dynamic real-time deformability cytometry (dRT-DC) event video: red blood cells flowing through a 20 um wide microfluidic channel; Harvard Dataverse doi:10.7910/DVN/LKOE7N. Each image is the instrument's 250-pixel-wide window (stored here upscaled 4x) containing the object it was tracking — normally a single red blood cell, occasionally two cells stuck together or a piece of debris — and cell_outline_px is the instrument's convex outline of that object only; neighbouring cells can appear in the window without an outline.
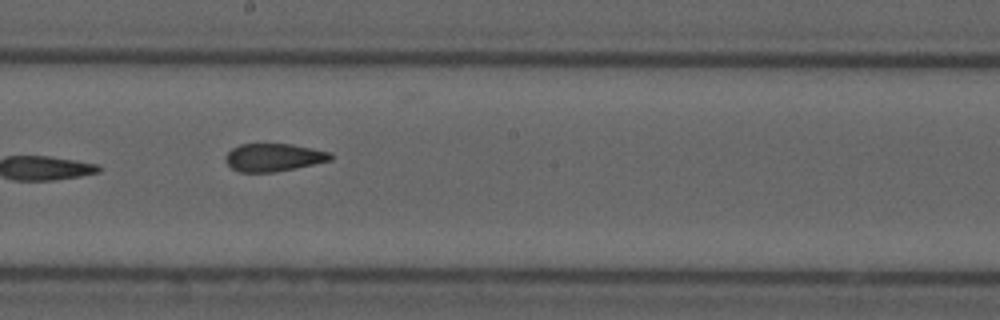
{"species": "common noctule bat (a hibernating species)", "species_latin": "Nyctalus noctula", "temperature_condition": "cold", "stored_images_in_passage": 14, "camera_frame_rate_fps": 3000, "um_per_image_px": 0.085, "animal": {"sex": "male", "forearm_length_mm": 52.5}, "frame": {"image": 1, "passage_image": 8, "time_ms": 9.667, "image_size_px": [1000, 320], "cell_outline_px": [[332, 160], [296, 168], [276, 172], [240, 172], [232, 168], [224, 160], [224, 156], [232, 148], [240, 144], [292, 144], [332, 152]], "centroid_in_image_um": [23.26, 13.38], "position_along_channel_um": 224.9, "area_um2": 17.17}}
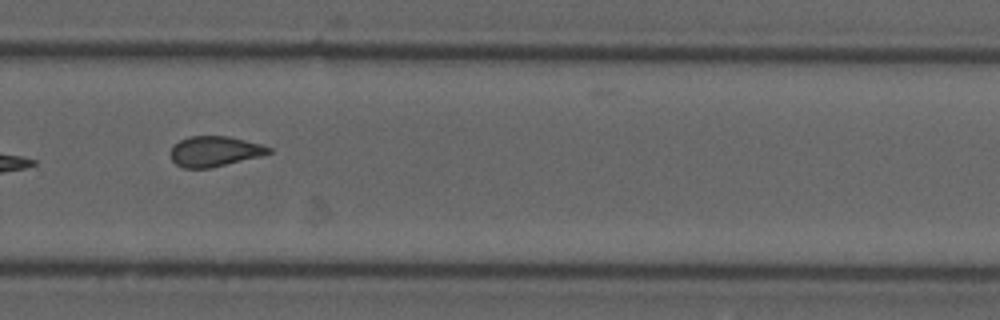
{"frame": {"image": 2, "passage_image": 10, "time_ms": 12.0, "image_size_px": [1000, 320], "cell_outline_px": [[272, 152], [260, 156], [212, 168], [184, 168], [176, 164], [172, 160], [168, 152], [180, 140], [188, 136], [228, 136], [260, 144], [272, 148]], "centroid_in_image_um": [18.22, 12.87], "position_along_channel_um": 311.6, "area_um2": 17.34}, "authors_computed_cell_mechanics": {"area_um2": 17.8891, "velocity_mm_per_s": 3.7132, "shape_relaxation_time_tau1_ms": null, "shape_relaxation_time_tau2_ms": 2.8187, "deformation_change_tau1": null, "deformation_change_tau2": 0.0634}}